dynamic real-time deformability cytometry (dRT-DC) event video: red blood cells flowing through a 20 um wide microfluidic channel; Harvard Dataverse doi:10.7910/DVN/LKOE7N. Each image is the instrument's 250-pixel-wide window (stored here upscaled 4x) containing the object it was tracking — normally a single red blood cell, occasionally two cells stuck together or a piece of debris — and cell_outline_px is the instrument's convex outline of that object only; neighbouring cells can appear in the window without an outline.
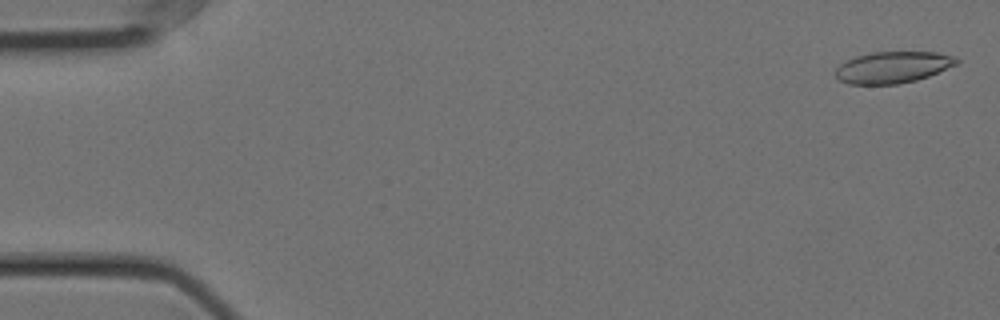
{"species": "Egyptian fruit bat (a non-hibernating species)", "species_latin": "Rousettus aegyptiacus", "temperature_condition": "cold", "stored_images_in_passage": 57, "camera_frame_rate_fps": 3000, "um_per_image_px": 0.085, "animal": {"sex": "female"}, "frame": {"image": 1, "passage_image": 2, "time_ms": 0.333, "image_size_px": [1000, 320], "cell_outline_px": [[960, 60], [956, 64], [928, 76], [916, 80], [896, 84], [848, 84], [840, 80], [836, 76], [836, 68], [840, 64], [856, 56], [872, 52], [936, 52], [956, 56]], "centroid_in_image_um": [75.9, 5.71], "position_along_channel_um": 9.1, "area_um2": 22.08}}
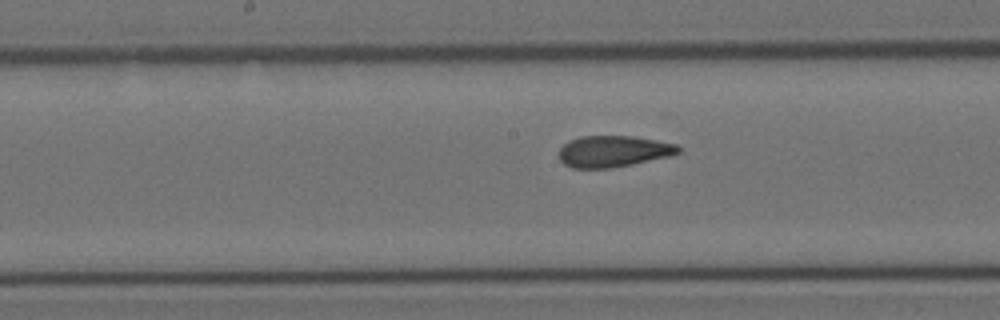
{"frame": {"image": 2, "passage_image": 29, "time_ms": 9.333, "image_size_px": [1000, 320], "cell_outline_px": [[680, 152], [672, 156], [612, 168], [572, 168], [564, 164], [560, 160], [560, 148], [564, 144], [580, 136], [632, 136], [656, 140], [676, 144], [680, 148]], "centroid_in_image_um": [52.16, 12.87], "position_along_channel_um": 196.0, "area_um2": 21.79}}
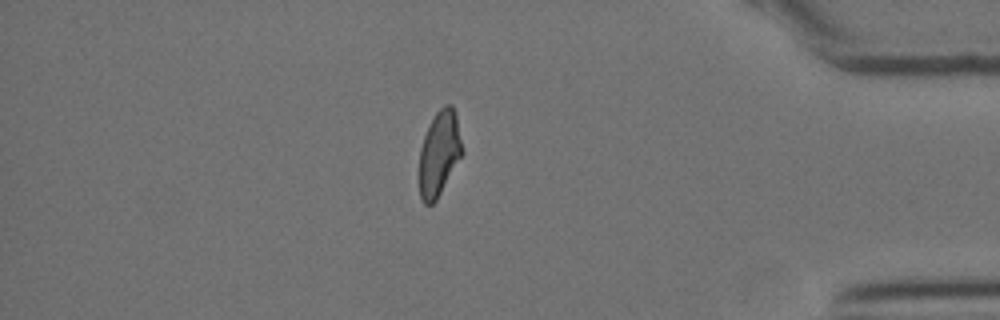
{"frame": {"image": 3, "passage_image": 49, "time_ms": 16.0, "image_size_px": [1000, 320], "cell_outline_px": [[464, 152], [436, 200], [432, 204], [424, 204], [420, 196], [420, 148], [428, 124], [436, 112], [444, 104], [452, 104], [456, 112]], "centroid_in_image_um": [37.36, 12.99], "position_along_channel_um": 397.8, "area_um2": 21.33}, "authors_computed_cell_mechanics": {"area_um2": 22.3686, "velocity_mm_per_s": 3.559, "shape_relaxation_time_tau1_ms": null, "shape_relaxation_time_tau2_ms": 2.1064, "deformation_change_tau1": null, "deformation_change_tau2": 0.0878}}